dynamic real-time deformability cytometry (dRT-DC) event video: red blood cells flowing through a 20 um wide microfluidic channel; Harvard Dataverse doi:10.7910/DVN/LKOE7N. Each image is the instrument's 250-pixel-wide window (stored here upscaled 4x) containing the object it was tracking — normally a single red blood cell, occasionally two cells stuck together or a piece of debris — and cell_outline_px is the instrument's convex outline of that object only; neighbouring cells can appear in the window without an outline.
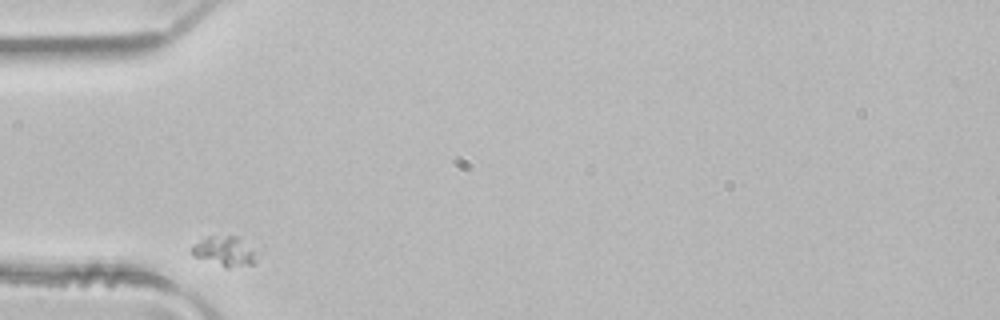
{"species": "common noctule bat (a hibernating species)", "species_latin": "Nyctalus noctula", "temperature_condition": "room temperature", "stored_images_in_passage": 3, "camera_frame_rate_fps": 3000, "um_per_image_px": 0.085, "animal": {"sex": "male", "body_mass_g": 21.5, "forearm_length_mm": 52.0}, "frame": {"image": 1, "passage_image": 1, "time_ms": 0.0, "image_size_px": [1000, 320], "cell_outline_px": [[256, 264], [228, 268], [224, 268], [192, 256], [192, 244], [208, 236], [236, 236], [252, 252], [256, 260]], "centroid_in_image_um": [19.0, 21.4], "position_along_channel_um": 66.0, "area_um2": 11.04}}
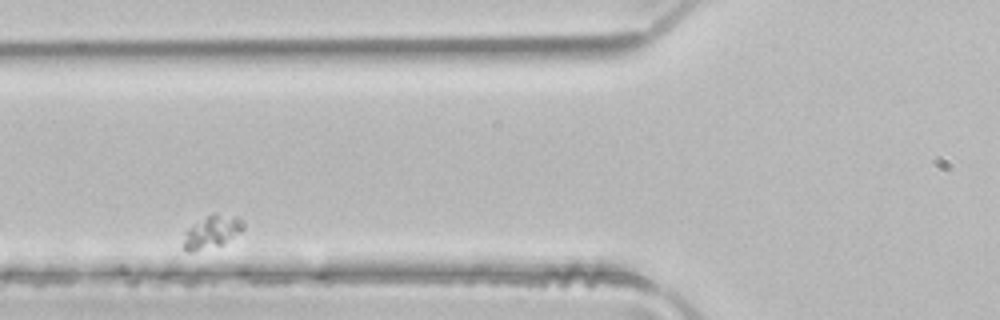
{"frame": {"image": 2, "passage_image": 2, "time_ms": 0.333, "image_size_px": [1000, 320], "cell_outline_px": [[244, 228], [240, 232], [224, 244], [192, 252], [188, 252], [184, 248], [184, 232], [188, 228], [212, 212], [236, 216], [244, 220]], "centroid_in_image_um": [18.03, 19.68], "position_along_channel_um": 107.8, "area_um2": 11.5}}
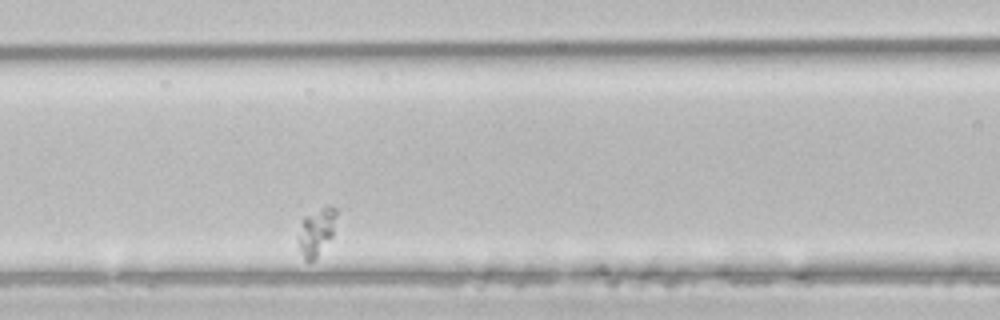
{"frame": {"image": 3, "passage_image": 3, "time_ms": 0.667, "image_size_px": [1000, 320], "cell_outline_px": [[336, 216], [332, 236], [316, 260], [304, 260], [300, 252], [296, 240], [300, 224], [304, 216], [328, 204], [336, 208]], "centroid_in_image_um": [26.86, 19.71], "position_along_channel_um": 139.7, "area_um2": 10.87}}